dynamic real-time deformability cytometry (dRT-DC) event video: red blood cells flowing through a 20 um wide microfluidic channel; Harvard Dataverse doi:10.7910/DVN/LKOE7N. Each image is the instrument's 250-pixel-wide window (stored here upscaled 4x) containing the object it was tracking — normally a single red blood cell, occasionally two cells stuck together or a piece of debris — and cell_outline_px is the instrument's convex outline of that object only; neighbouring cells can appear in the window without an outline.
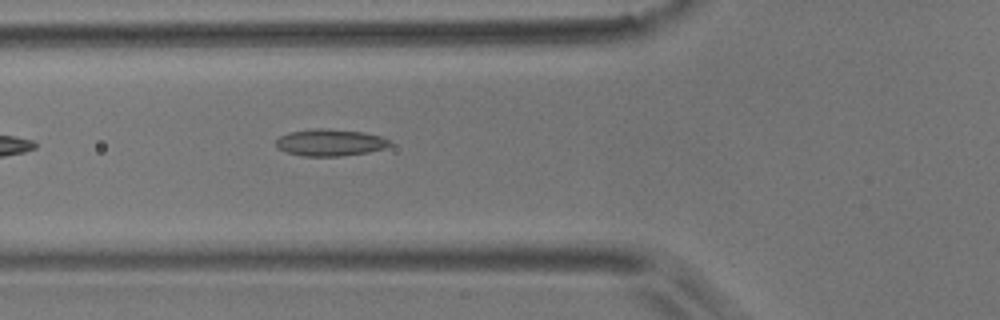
{"species": "common noctule bat (a hibernating species)", "species_latin": "Nyctalus noctula", "temperature_condition": "room temperature", "stored_images_in_passage": 38, "camera_frame_rate_fps": 3000, "um_per_image_px": 0.085, "animal": {"sex": "male", "body_mass_g": 17.9}, "frame": {"image": 1, "passage_image": 4, "time_ms": 1.0, "image_size_px": [1000, 320], "cell_outline_px": [[392, 144], [384, 148], [368, 152], [340, 156], [304, 156], [288, 152], [280, 148], [276, 144], [276, 140], [280, 136], [288, 132], [312, 128], [328, 128], [364, 132], [380, 136], [388, 140]], "centroid_in_image_um": [28.06, 12.1], "position_along_channel_um": 97.7, "area_um2": 17.74}}
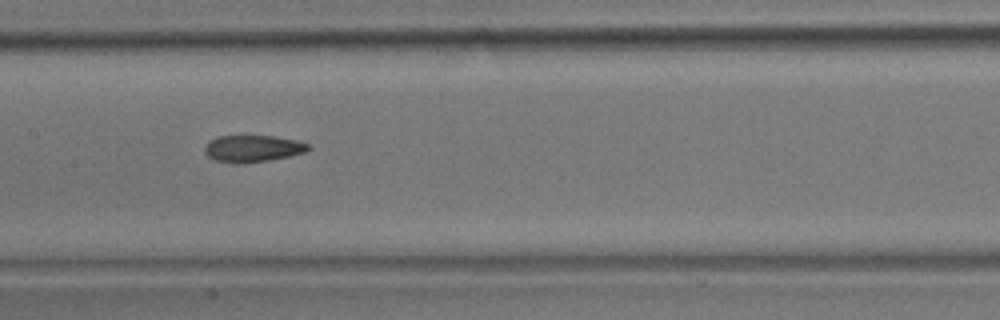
{"frame": {"image": 2, "passage_image": 11, "time_ms": 3.333, "image_size_px": [1000, 320], "cell_outline_px": [[312, 148], [304, 152], [288, 156], [268, 160], [244, 164], [216, 160], [208, 156], [204, 152], [204, 148], [208, 140], [216, 136], [272, 136], [296, 140], [312, 144]], "centroid_in_image_um": [21.48, 12.62], "position_along_channel_um": 185.9, "area_um2": 16.24}}
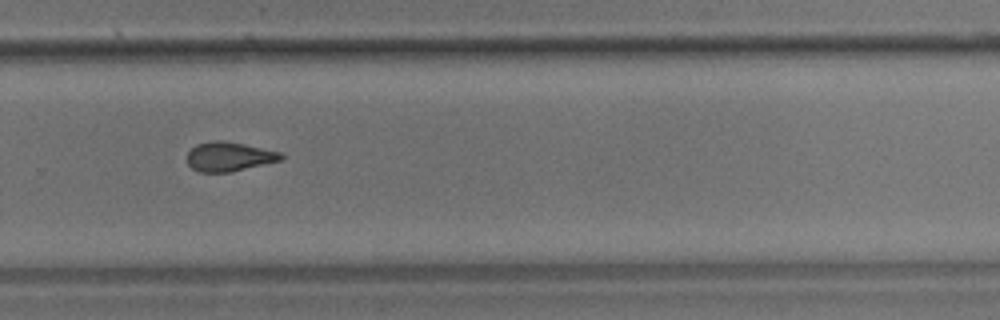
{"frame": {"image": 3, "passage_image": 21, "time_ms": 6.667, "image_size_px": [1000, 320], "cell_outline_px": [[284, 156], [280, 160], [232, 172], [200, 172], [192, 168], [188, 164], [188, 152], [196, 144], [216, 140], [220, 140], [244, 144], [280, 152]], "centroid_in_image_um": [19.45, 13.31], "position_along_channel_um": 310.3, "area_um2": 15.84}, "authors_computed_cell_mechanics": {"area_um2": 16.5019, "velocity_mm_per_s": 3.7478, "shape_relaxation_time_tau1_ms": null, "shape_relaxation_time_tau2_ms": 4.0447, "deformation_change_tau1": null, "deformation_change_tau2": 0.1303}}